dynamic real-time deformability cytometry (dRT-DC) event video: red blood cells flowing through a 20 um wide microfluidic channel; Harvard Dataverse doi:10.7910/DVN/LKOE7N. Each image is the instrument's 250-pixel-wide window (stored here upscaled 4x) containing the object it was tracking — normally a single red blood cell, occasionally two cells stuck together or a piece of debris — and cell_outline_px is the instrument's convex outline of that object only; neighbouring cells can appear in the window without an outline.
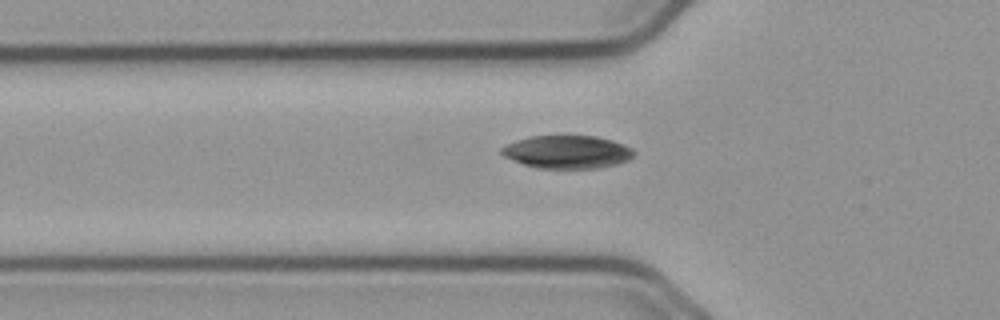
{"species": "common noctule bat (a hibernating species)", "species_latin": "Nyctalus noctula", "temperature_condition": "cold", "stored_images_in_passage": 42, "camera_frame_rate_fps": 3000, "um_per_image_px": 0.085, "animal": {"sex": "male", "body_mass_g": 23.1, "forearm_length_mm": 52.7}, "frame": {"image": 1, "passage_image": 7, "time_ms": 2.0, "image_size_px": [1000, 320], "cell_outline_px": [[636, 152], [628, 160], [616, 164], [596, 168], [536, 168], [524, 164], [504, 156], [500, 152], [500, 148], [516, 140], [532, 136], [596, 136], [612, 140], [624, 144], [632, 148]], "centroid_in_image_um": [48.22, 12.91], "position_along_channel_um": 77.6, "area_um2": 25.32}}
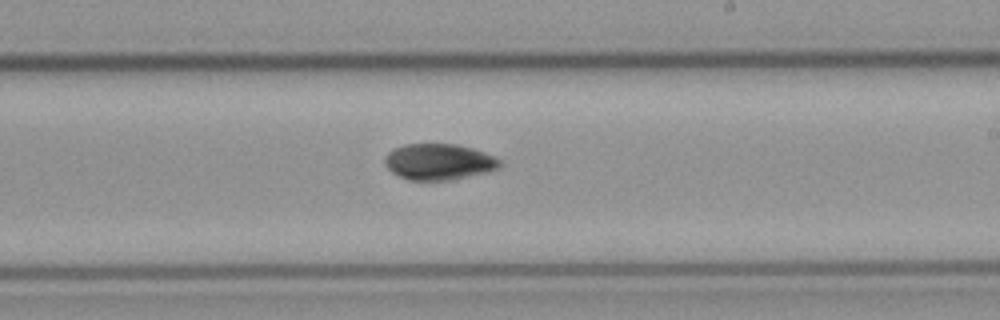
{"frame": {"image": 2, "passage_image": 21, "time_ms": 6.667, "image_size_px": [1000, 320], "cell_outline_px": [[500, 164], [496, 168], [484, 172], [452, 180], [408, 180], [392, 172], [384, 164], [384, 160], [388, 152], [404, 144], [456, 144], [472, 148], [484, 152], [500, 160]], "centroid_in_image_um": [37.25, 13.75], "position_along_channel_um": 251.7, "area_um2": 23.87}}
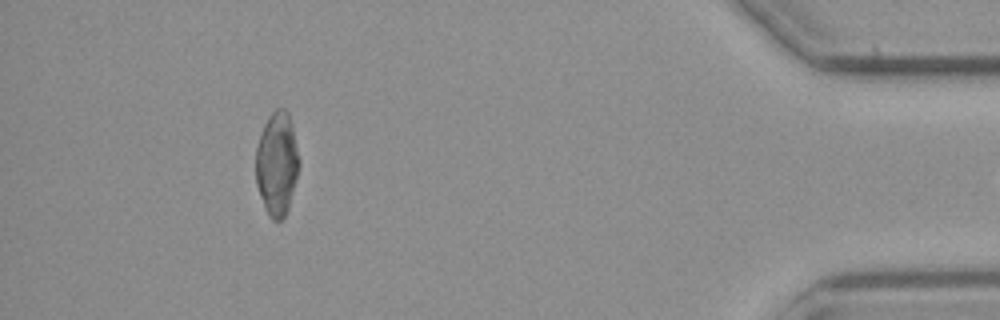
{"frame": {"image": 3, "passage_image": 39, "time_ms": 12.667, "image_size_px": [1000, 320], "cell_outline_px": [[300, 164], [296, 180], [288, 208], [284, 216], [280, 220], [272, 220], [268, 216], [260, 196], [256, 184], [256, 148], [264, 124], [268, 116], [276, 108], [284, 108], [288, 112], [292, 124], [300, 160]], "centroid_in_image_um": [23.54, 13.9], "position_along_channel_um": 411.7, "area_um2": 26.18}, "authors_computed_cell_mechanics": {"area_um2": 25.3453, "velocity_mm_per_s": 3.6975, "shape_relaxation_time_tau1_ms": null, "shape_relaxation_time_tau2_ms": 5.0572, "deformation_change_tau1": null, "deformation_change_tau2": 0.0511}}